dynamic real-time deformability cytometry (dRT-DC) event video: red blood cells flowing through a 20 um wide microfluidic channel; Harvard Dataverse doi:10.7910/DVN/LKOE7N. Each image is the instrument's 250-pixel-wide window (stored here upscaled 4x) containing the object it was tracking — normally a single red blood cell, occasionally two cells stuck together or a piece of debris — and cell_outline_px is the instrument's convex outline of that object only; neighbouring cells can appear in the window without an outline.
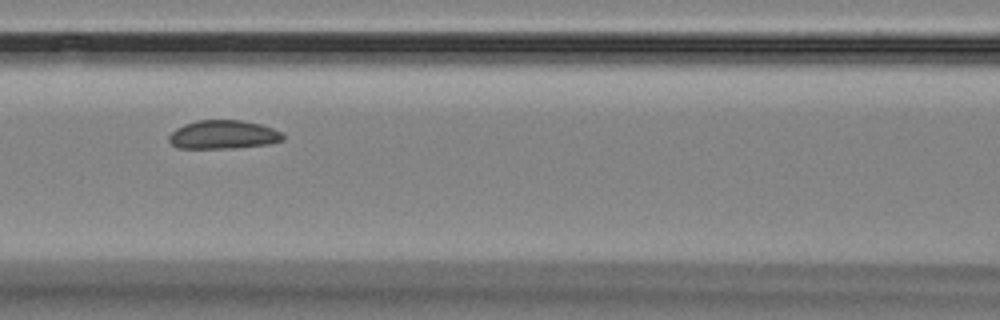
{"species": "Egyptian fruit bat (a non-hibernating species)", "species_latin": "Rousettus aegyptiacus", "temperature_condition": "room temperature", "stored_images_in_passage": 7, "camera_frame_rate_fps": 3000, "um_per_image_px": 0.085, "animal": {"sex": "female"}, "frame": {"image": 1, "passage_image": 6, "time_ms": 7.0, "image_size_px": [1000, 320], "cell_outline_px": [[284, 140], [268, 144], [236, 148], [176, 148], [168, 140], [168, 136], [176, 128], [184, 124], [196, 120], [240, 120], [260, 124], [284, 132]], "centroid_in_image_um": [18.98, 11.44], "position_along_channel_um": 147.6, "area_um2": 19.19}}
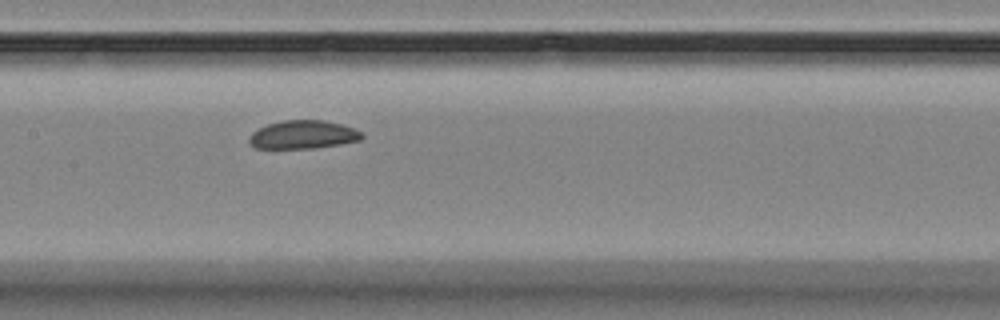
{"frame": {"image": 2, "passage_image": 7, "time_ms": 8.0, "image_size_px": [1000, 320], "cell_outline_px": [[364, 136], [360, 140], [340, 144], [316, 148], [256, 148], [248, 140], [252, 132], [268, 124], [284, 120], [324, 120], [340, 124], [352, 128], [360, 132]], "centroid_in_image_um": [25.76, 11.45], "position_along_channel_um": 181.6, "area_um2": 18.38}}